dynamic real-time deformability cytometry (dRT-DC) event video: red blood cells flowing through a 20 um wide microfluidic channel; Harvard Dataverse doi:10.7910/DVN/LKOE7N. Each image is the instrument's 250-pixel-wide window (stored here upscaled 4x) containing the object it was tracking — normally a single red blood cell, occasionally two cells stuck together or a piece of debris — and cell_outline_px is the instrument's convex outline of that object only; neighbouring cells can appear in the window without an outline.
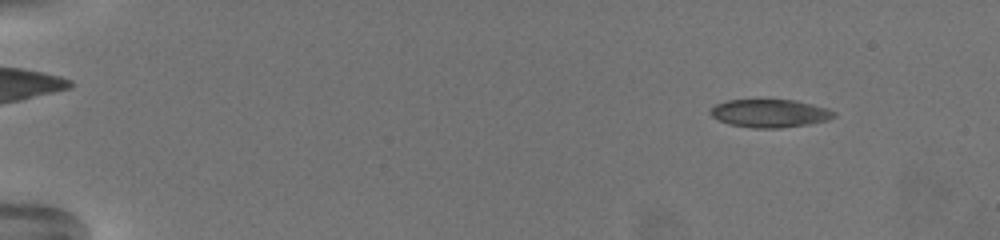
{"species": "common noctule bat (a hibernating species)", "species_latin": "Nyctalus noctula", "temperature_condition": "warm", "stored_images_in_passage": 23, "camera_frame_rate_fps": 3000, "um_per_image_px": 0.085, "animal": {"sex": "female", "body_mass_g": 19.5, "forearm_length_mm": 54.1}, "frame": {"image": 1, "passage_image": 8, "time_ms": 2.333, "image_size_px": [1000, 240], "cell_outline_px": [[836, 116], [828, 120], [808, 124], [780, 128], [752, 128], [728, 124], [712, 116], [708, 112], [716, 104], [728, 100], [796, 100], [828, 108], [836, 112]], "centroid_in_image_um": [65.46, 9.63], "position_along_channel_um": 19.5, "area_um2": 20.23}}
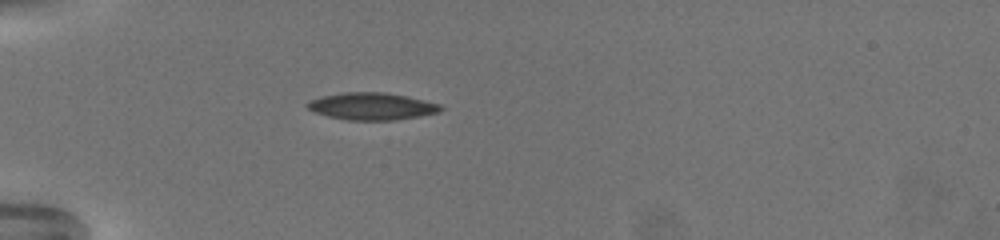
{"frame": {"image": 2, "passage_image": 22, "time_ms": 7.0, "image_size_px": [1000, 240], "cell_outline_px": [[444, 108], [440, 112], [420, 116], [396, 120], [348, 120], [328, 116], [316, 112], [308, 108], [304, 104], [312, 100], [324, 96], [344, 92], [384, 92], [404, 96], [440, 104]], "centroid_in_image_um": [31.63, 9.04], "position_along_channel_um": 53.4, "area_um2": 20.87}}